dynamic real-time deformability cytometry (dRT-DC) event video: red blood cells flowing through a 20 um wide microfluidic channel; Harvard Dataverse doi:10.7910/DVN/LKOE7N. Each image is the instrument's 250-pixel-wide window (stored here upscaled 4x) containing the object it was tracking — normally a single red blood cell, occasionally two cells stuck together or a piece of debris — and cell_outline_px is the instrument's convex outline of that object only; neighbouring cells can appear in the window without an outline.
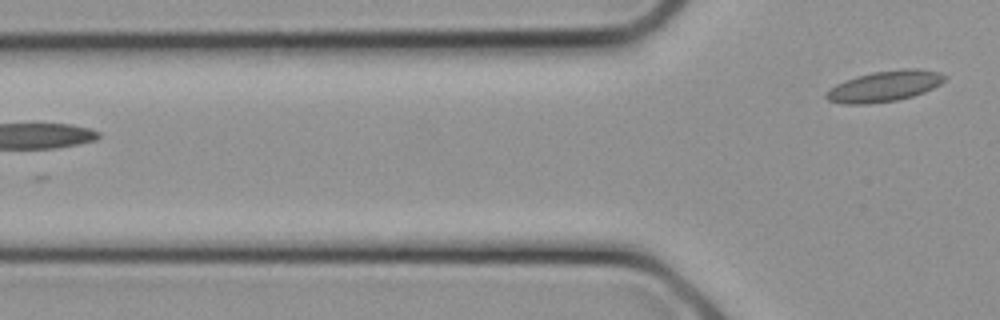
{"species": "common noctule bat (a hibernating species)", "species_latin": "Nyctalus noctula", "temperature_condition": "cold", "stored_images_in_passage": 3, "segment_of_instrument_passage": [2, 2], "camera_frame_rate_fps": 3000, "um_per_image_px": 0.085, "animal": {"sex": "female", "body_mass_g": 21.9}, "frame": {"image": 1, "passage_image": 3, "time_ms": 0.667, "image_size_px": [1000, 320], "cell_outline_px": [[944, 80], [940, 84], [924, 92], [912, 96], [896, 100], [868, 104], [844, 104], [828, 100], [824, 96], [824, 92], [836, 84], [844, 80], [856, 76], [872, 72], [900, 68], [916, 68], [940, 72], [944, 76]], "centroid_in_image_um": [75.13, 7.32], "position_along_channel_um": 50.7, "area_um2": 21.33}}